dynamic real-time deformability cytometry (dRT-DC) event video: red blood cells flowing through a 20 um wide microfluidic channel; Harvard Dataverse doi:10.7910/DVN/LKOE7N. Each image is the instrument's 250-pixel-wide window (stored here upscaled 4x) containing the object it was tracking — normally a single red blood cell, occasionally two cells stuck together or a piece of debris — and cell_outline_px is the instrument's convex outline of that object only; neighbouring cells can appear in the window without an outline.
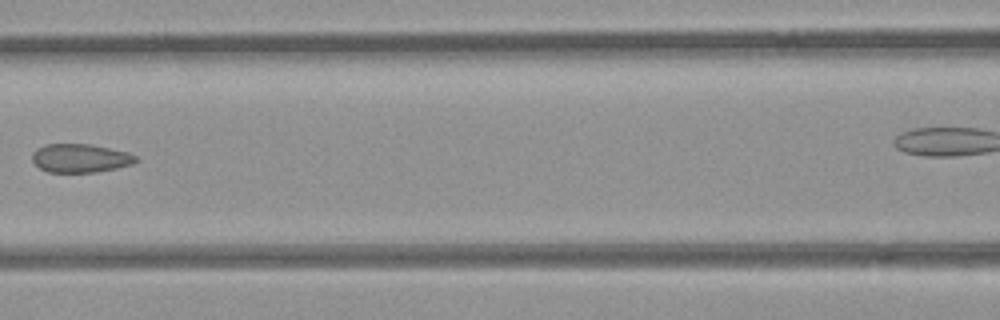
{"species": "common noctule bat (a hibernating species)", "species_latin": "Nyctalus noctula", "temperature_condition": "room temperature", "stored_images_in_passage": 8, "camera_frame_rate_fps": 3000, "um_per_image_px": 0.085, "animal": {"sex": "female", "body_mass_g": 21.9}, "frame": {"image": 1, "passage_image": 6, "time_ms": 5.667, "image_size_px": [1000, 320], "cell_outline_px": [[140, 160], [132, 164], [116, 168], [96, 172], [48, 172], [40, 168], [32, 160], [32, 152], [36, 148], [44, 144], [88, 144], [128, 152], [136, 156]], "centroid_in_image_um": [6.81, 13.44], "position_along_channel_um": 159.8, "area_um2": 17.28}}
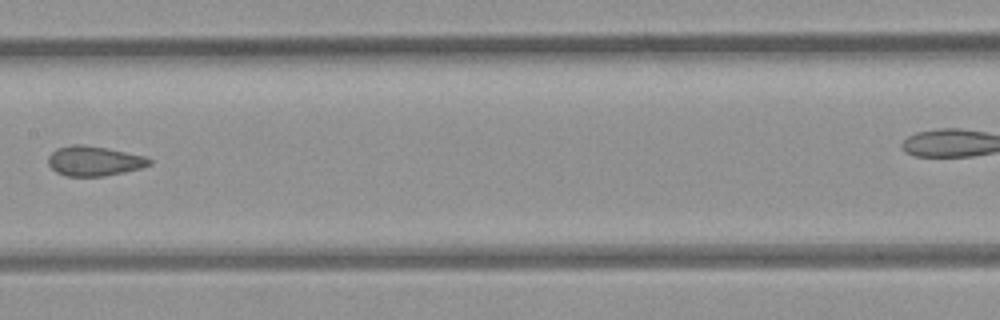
{"frame": {"image": 2, "passage_image": 7, "time_ms": 6.667, "image_size_px": [1000, 320], "cell_outline_px": [[152, 164], [140, 168], [124, 172], [104, 176], [64, 176], [56, 172], [48, 164], [48, 156], [52, 152], [60, 148], [72, 144], [80, 144], [104, 148], [144, 156], [152, 160]], "centroid_in_image_um": [7.98, 13.7], "position_along_channel_um": 199.4, "area_um2": 17.34}}